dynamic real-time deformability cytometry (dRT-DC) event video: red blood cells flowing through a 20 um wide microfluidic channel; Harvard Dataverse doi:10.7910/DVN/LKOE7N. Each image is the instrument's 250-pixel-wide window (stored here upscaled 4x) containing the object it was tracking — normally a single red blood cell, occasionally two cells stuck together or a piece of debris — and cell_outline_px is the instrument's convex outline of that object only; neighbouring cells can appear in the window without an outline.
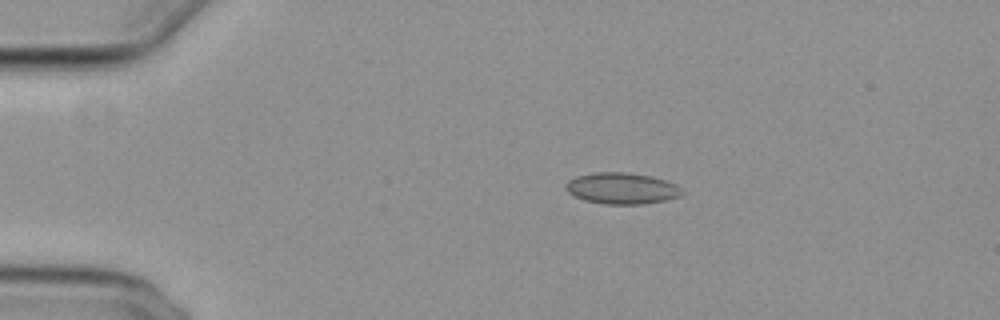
{"species": "common noctule bat (a hibernating species)", "species_latin": "Nyctalus noctula", "temperature_condition": "cold", "stored_images_in_passage": 41, "camera_frame_rate_fps": 3000, "um_per_image_px": 0.085, "animal": {"sex": "female", "body_mass_g": 29.2, "forearm_length_mm": 56.3}, "frame": {"image": 1, "passage_image": 1, "time_ms": 0.0, "image_size_px": [1000, 320], "cell_outline_px": [[684, 192], [680, 196], [664, 200], [640, 204], [604, 204], [584, 200], [568, 192], [564, 188], [564, 184], [568, 180], [576, 176], [592, 172], [624, 172], [652, 176], [676, 184]], "centroid_in_image_um": [52.82, 16.0], "position_along_channel_um": 32.2, "area_um2": 21.21}}
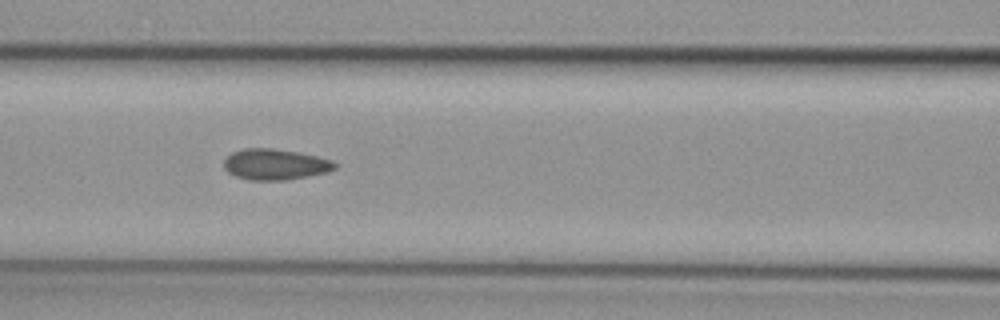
{"frame": {"image": 2, "passage_image": 14, "time_ms": 4.333, "image_size_px": [1000, 320], "cell_outline_px": [[336, 168], [328, 172], [288, 180], [248, 180], [236, 176], [228, 172], [224, 168], [224, 160], [232, 152], [244, 148], [272, 148], [300, 152], [332, 160], [336, 164]], "centroid_in_image_um": [23.39, 13.97], "position_along_channel_um": 143.2, "area_um2": 20.06}}
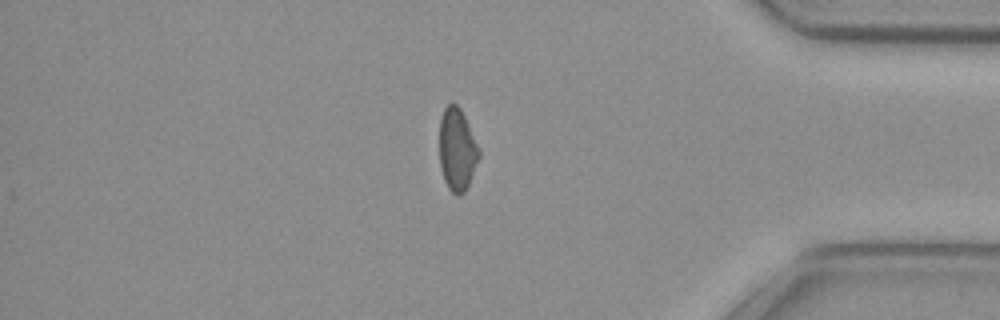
{"frame": {"image": 3, "passage_image": 36, "time_ms": 11.667, "image_size_px": [1000, 320], "cell_outline_px": [[480, 156], [468, 184], [464, 192], [460, 196], [456, 196], [448, 188], [444, 180], [440, 168], [440, 116], [444, 108], [448, 104], [456, 104], [460, 108], [480, 148]], "centroid_in_image_um": [38.85, 12.72], "position_along_channel_um": 396.4, "area_um2": 19.02}, "authors_computed_cell_mechanics": {"area_um2": 19.7098, "velocity_mm_per_s": 3.8438, "shape_relaxation_time_tau1_ms": null, "shape_relaxation_time_tau2_ms": 3.1599, "deformation_change_tau1": null, "deformation_change_tau2": 0.0906}}